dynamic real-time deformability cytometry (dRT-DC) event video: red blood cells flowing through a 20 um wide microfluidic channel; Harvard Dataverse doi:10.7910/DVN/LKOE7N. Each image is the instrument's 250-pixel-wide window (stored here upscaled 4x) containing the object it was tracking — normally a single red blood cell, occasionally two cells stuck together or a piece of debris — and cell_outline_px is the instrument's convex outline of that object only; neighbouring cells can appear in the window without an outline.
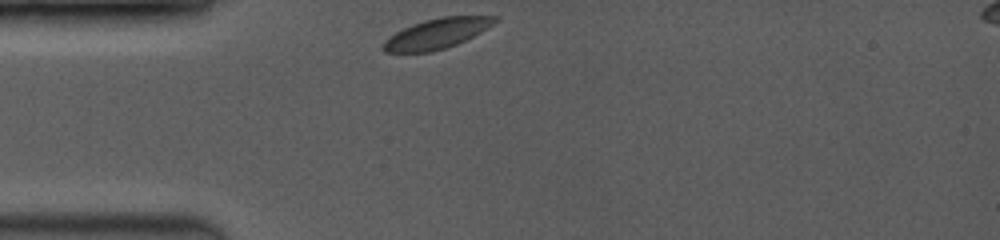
{"species": "common noctule bat (a hibernating species)", "species_latin": "Nyctalus noctula", "temperature_condition": "room temperature", "stored_images_in_passage": 3, "camera_frame_rate_fps": 3500, "um_per_image_px": 0.085, "animal": {"sex": "female", "body_mass_g": 19.0, "forearm_length_mm": 53.3}, "frame": {"image": 1, "passage_image": 1, "time_ms": 0.0, "image_size_px": [1000, 240], "cell_outline_px": [[500, 20], [488, 28], [456, 44], [432, 52], [384, 52], [380, 48], [380, 44], [388, 36], [412, 24], [424, 20], [440, 16], [500, 16]], "centroid_in_image_um": [37.1, 2.85], "position_along_channel_um": 47.9, "area_um2": 19.77}}